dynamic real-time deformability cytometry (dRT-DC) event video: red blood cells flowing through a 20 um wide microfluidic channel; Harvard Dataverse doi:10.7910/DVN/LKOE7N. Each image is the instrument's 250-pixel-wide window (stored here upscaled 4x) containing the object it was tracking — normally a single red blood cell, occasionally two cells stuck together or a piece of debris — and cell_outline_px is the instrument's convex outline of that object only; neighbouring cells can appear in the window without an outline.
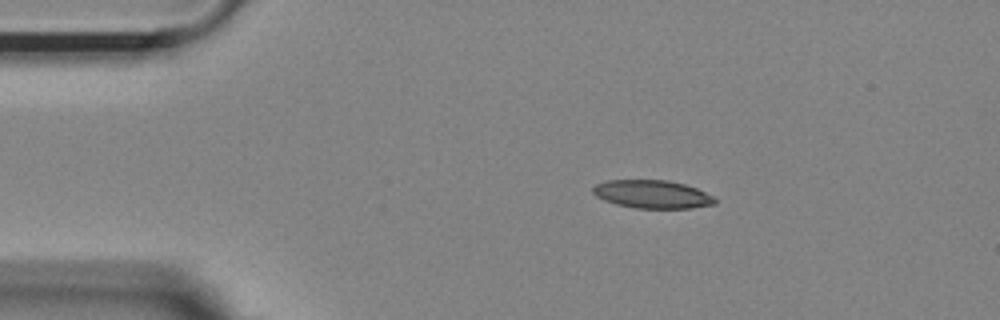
{"species": "Egyptian fruit bat (a non-hibernating species)", "species_latin": "Rousettus aegyptiacus", "temperature_condition": "room temperature", "stored_images_in_passage": 46, "camera_frame_rate_fps": 3000, "um_per_image_px": 0.085, "animal": {"sex": "female"}, "frame": {"image": 1, "passage_image": 1, "time_ms": 0.0, "image_size_px": [1000, 320], "cell_outline_px": [[716, 204], [692, 208], [636, 208], [616, 204], [604, 200], [596, 196], [592, 192], [592, 188], [596, 184], [608, 180], [668, 180], [684, 184], [696, 188], [716, 196]], "centroid_in_image_um": [55.47, 16.51], "position_along_channel_um": 29.5, "area_um2": 20.11}}
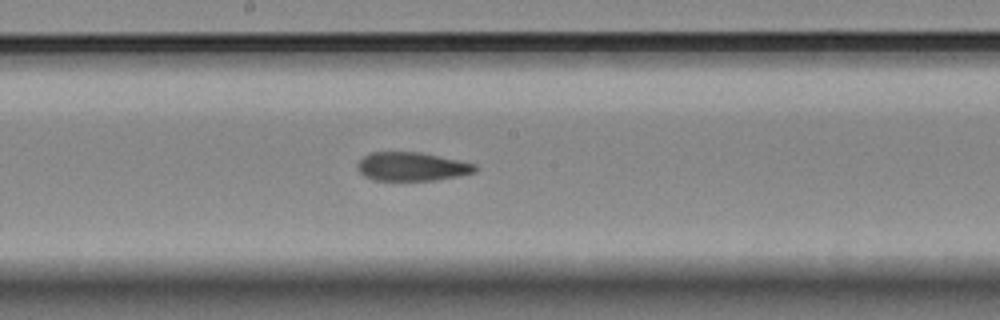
{"frame": {"image": 2, "passage_image": 20, "time_ms": 6.333, "image_size_px": [1000, 320], "cell_outline_px": [[476, 172], [460, 176], [436, 180], [372, 180], [364, 176], [360, 172], [356, 164], [364, 156], [372, 152], [420, 152], [476, 164]], "centroid_in_image_um": [35.0, 14.16], "position_along_channel_um": 213.2, "area_um2": 19.59}}
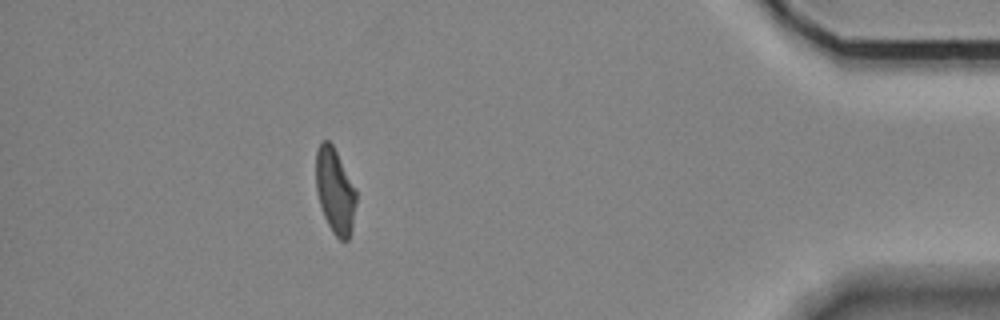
{"frame": {"image": 3, "passage_image": 40, "time_ms": 13.0, "image_size_px": [1000, 320], "cell_outline_px": [[356, 204], [352, 228], [348, 240], [340, 240], [332, 232], [324, 216], [316, 192], [316, 152], [320, 144], [324, 140], [328, 140], [332, 144], [356, 188]], "centroid_in_image_um": [28.48, 16.24], "position_along_channel_um": 406.7, "area_um2": 19.94}, "authors_computed_cell_mechanics": {"area_um2": 20.6346, "velocity_mm_per_s": 3.6612, "shape_relaxation_time_tau1_ms": null, "shape_relaxation_time_tau2_ms": 3.211, "deformation_change_tau1": null, "deformation_change_tau2": 0.107}}